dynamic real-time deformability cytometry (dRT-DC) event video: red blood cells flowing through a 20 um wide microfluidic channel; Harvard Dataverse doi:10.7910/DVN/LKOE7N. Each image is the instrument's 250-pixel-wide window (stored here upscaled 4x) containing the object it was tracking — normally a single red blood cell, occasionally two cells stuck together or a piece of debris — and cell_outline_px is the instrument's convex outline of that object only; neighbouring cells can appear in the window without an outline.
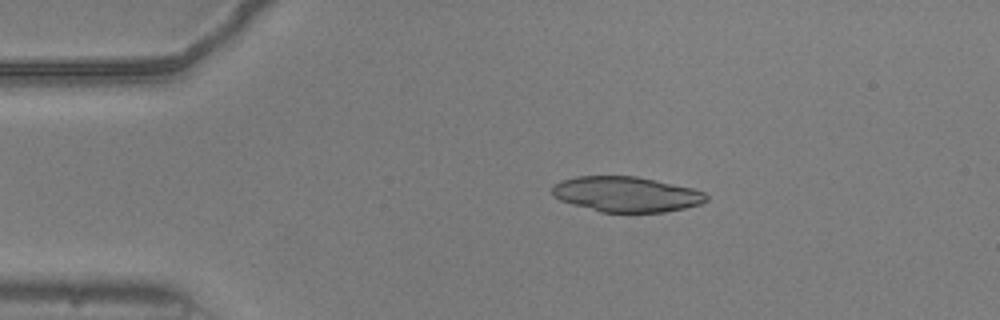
{"species": "common noctule bat (a hibernating species)", "species_latin": "Nyctalus noctula", "temperature_condition": "warm", "stored_images_in_passage": 43, "camera_frame_rate_fps": 3000, "um_per_image_px": 0.085, "animal": {"sex": "male", "body_mass_g": 20.5, "forearm_length_mm": 52.5}, "frame": {"image": 1, "passage_image": 1, "time_ms": 0.0, "image_size_px": [1000, 320], "cell_outline_px": [[708, 200], [700, 204], [684, 208], [664, 212], [600, 212], [572, 204], [560, 200], [552, 196], [552, 188], [560, 180], [576, 176], [636, 176], [692, 188], [704, 192], [708, 196]], "centroid_in_image_um": [53.22, 16.51], "position_along_channel_um": 31.8, "area_um2": 31.67}}